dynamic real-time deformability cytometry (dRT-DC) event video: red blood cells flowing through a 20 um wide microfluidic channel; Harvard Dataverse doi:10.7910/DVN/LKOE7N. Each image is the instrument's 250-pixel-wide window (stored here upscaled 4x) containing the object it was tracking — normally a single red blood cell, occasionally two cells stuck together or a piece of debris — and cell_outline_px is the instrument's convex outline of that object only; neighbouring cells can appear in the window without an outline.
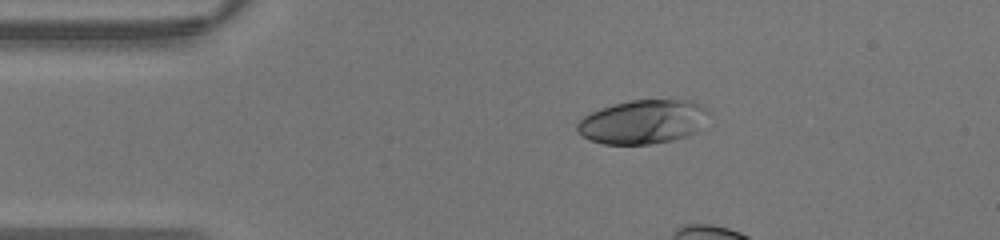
{"species": "human", "species_latin": "Homo sapiens", "temperature_condition": "warm", "stored_images_in_passage": 6, "camera_frame_rate_fps": 3000, "um_per_image_px": 0.085, "donor": {"sex": "male"}, "frame": {"image": 1, "passage_image": 1, "time_ms": 0.0, "image_size_px": [1000, 240], "cell_outline_px": [[708, 108], [700, 132], [688, 136], [672, 140], [648, 144], [604, 144], [592, 140], [584, 136], [576, 128], [576, 124], [584, 116], [600, 108], [612, 104], [632, 100], [688, 100], [704, 104]], "centroid_in_image_um": [54.69, 10.35], "position_along_channel_um": 30.3, "area_um2": 33.7}}